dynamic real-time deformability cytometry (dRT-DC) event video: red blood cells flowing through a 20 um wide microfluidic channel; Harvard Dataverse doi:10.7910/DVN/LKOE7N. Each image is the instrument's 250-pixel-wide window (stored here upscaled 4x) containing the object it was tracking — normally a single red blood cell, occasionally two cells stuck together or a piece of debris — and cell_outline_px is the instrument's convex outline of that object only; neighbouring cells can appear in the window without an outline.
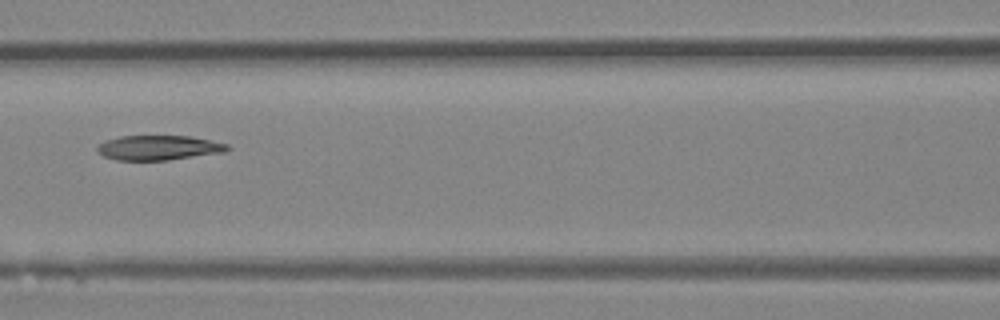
{"species": "Egyptian fruit bat (a non-hibernating species)", "species_latin": "Rousettus aegyptiacus", "temperature_condition": "room temperature", "stored_images_in_passage": 7, "camera_frame_rate_fps": 3000, "um_per_image_px": 0.085, "animal": {"sex": "female"}, "frame": {"image": 1, "passage_image": 6, "time_ms": 1.667, "image_size_px": [1000, 320], "cell_outline_px": [[232, 148], [224, 152], [168, 160], [116, 160], [104, 156], [96, 148], [104, 140], [120, 136], [188, 136], [228, 144]], "centroid_in_image_um": [13.49, 12.55], "position_along_channel_um": 153.1, "area_um2": 18.61}}
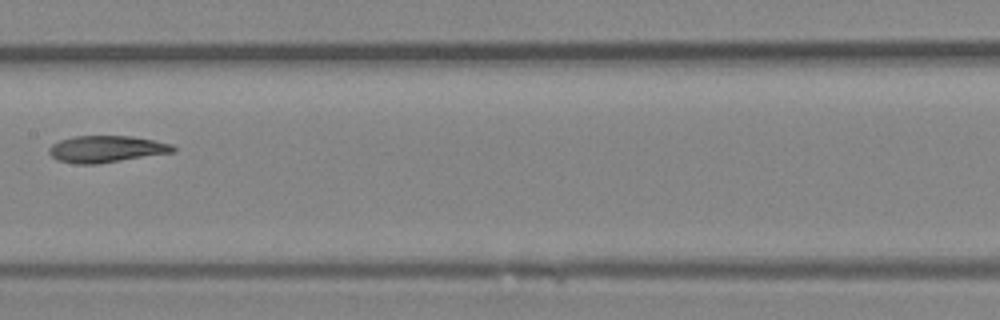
{"frame": {"image": 2, "passage_image": 7, "time_ms": 2.0, "image_size_px": [1000, 320], "cell_outline_px": [[176, 152], [96, 164], [76, 164], [56, 160], [48, 152], [48, 148], [52, 144], [60, 140], [72, 136], [132, 136], [172, 144], [176, 148]], "centroid_in_image_um": [9.02, 12.67], "position_along_channel_um": 198.4, "area_um2": 19.42}}